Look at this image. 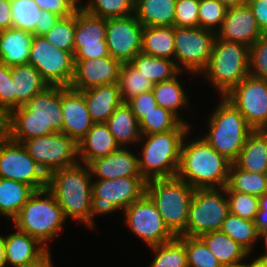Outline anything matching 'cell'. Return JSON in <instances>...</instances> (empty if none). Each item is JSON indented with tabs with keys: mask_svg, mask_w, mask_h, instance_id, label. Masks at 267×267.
Here are the masks:
<instances>
[{
	"mask_svg": "<svg viewBox=\"0 0 267 267\" xmlns=\"http://www.w3.org/2000/svg\"><path fill=\"white\" fill-rule=\"evenodd\" d=\"M12 140L18 143L63 132L61 86H48L25 105L11 111Z\"/></svg>",
	"mask_w": 267,
	"mask_h": 267,
	"instance_id": "cell-1",
	"label": "cell"
},
{
	"mask_svg": "<svg viewBox=\"0 0 267 267\" xmlns=\"http://www.w3.org/2000/svg\"><path fill=\"white\" fill-rule=\"evenodd\" d=\"M231 162L198 136L183 139L177 177L192 188H222L228 181Z\"/></svg>",
	"mask_w": 267,
	"mask_h": 267,
	"instance_id": "cell-2",
	"label": "cell"
},
{
	"mask_svg": "<svg viewBox=\"0 0 267 267\" xmlns=\"http://www.w3.org/2000/svg\"><path fill=\"white\" fill-rule=\"evenodd\" d=\"M92 177L87 164L58 169L48 176L47 188L54 194L66 219L72 218L90 228Z\"/></svg>",
	"mask_w": 267,
	"mask_h": 267,
	"instance_id": "cell-3",
	"label": "cell"
},
{
	"mask_svg": "<svg viewBox=\"0 0 267 267\" xmlns=\"http://www.w3.org/2000/svg\"><path fill=\"white\" fill-rule=\"evenodd\" d=\"M191 126L181 122L168 132L141 135L142 155L138 156V161L146 181L177 176L182 142L185 136L190 135Z\"/></svg>",
	"mask_w": 267,
	"mask_h": 267,
	"instance_id": "cell-4",
	"label": "cell"
},
{
	"mask_svg": "<svg viewBox=\"0 0 267 267\" xmlns=\"http://www.w3.org/2000/svg\"><path fill=\"white\" fill-rule=\"evenodd\" d=\"M209 115L208 133L201 137L231 163L239 157L246 138L254 130L239 110L225 97Z\"/></svg>",
	"mask_w": 267,
	"mask_h": 267,
	"instance_id": "cell-5",
	"label": "cell"
},
{
	"mask_svg": "<svg viewBox=\"0 0 267 267\" xmlns=\"http://www.w3.org/2000/svg\"><path fill=\"white\" fill-rule=\"evenodd\" d=\"M66 218L54 194L44 188L35 191L11 221L16 229L38 239L47 247L60 235Z\"/></svg>",
	"mask_w": 267,
	"mask_h": 267,
	"instance_id": "cell-6",
	"label": "cell"
},
{
	"mask_svg": "<svg viewBox=\"0 0 267 267\" xmlns=\"http://www.w3.org/2000/svg\"><path fill=\"white\" fill-rule=\"evenodd\" d=\"M146 194L154 202L168 230L175 237L183 235L194 188L176 176L147 181Z\"/></svg>",
	"mask_w": 267,
	"mask_h": 267,
	"instance_id": "cell-7",
	"label": "cell"
},
{
	"mask_svg": "<svg viewBox=\"0 0 267 267\" xmlns=\"http://www.w3.org/2000/svg\"><path fill=\"white\" fill-rule=\"evenodd\" d=\"M201 74L225 97L249 75V47L216 36L209 64Z\"/></svg>",
	"mask_w": 267,
	"mask_h": 267,
	"instance_id": "cell-8",
	"label": "cell"
},
{
	"mask_svg": "<svg viewBox=\"0 0 267 267\" xmlns=\"http://www.w3.org/2000/svg\"><path fill=\"white\" fill-rule=\"evenodd\" d=\"M146 182L142 176L92 180L90 228L96 226V215L123 211L140 199L146 193Z\"/></svg>",
	"mask_w": 267,
	"mask_h": 267,
	"instance_id": "cell-9",
	"label": "cell"
},
{
	"mask_svg": "<svg viewBox=\"0 0 267 267\" xmlns=\"http://www.w3.org/2000/svg\"><path fill=\"white\" fill-rule=\"evenodd\" d=\"M225 187L196 188L192 196L185 236H200L220 230L229 214Z\"/></svg>",
	"mask_w": 267,
	"mask_h": 267,
	"instance_id": "cell-10",
	"label": "cell"
},
{
	"mask_svg": "<svg viewBox=\"0 0 267 267\" xmlns=\"http://www.w3.org/2000/svg\"><path fill=\"white\" fill-rule=\"evenodd\" d=\"M216 33L201 27H174L175 63L190 74L207 68Z\"/></svg>",
	"mask_w": 267,
	"mask_h": 267,
	"instance_id": "cell-11",
	"label": "cell"
},
{
	"mask_svg": "<svg viewBox=\"0 0 267 267\" xmlns=\"http://www.w3.org/2000/svg\"><path fill=\"white\" fill-rule=\"evenodd\" d=\"M22 145L47 176L79 163L78 143L63 132L29 138Z\"/></svg>",
	"mask_w": 267,
	"mask_h": 267,
	"instance_id": "cell-12",
	"label": "cell"
},
{
	"mask_svg": "<svg viewBox=\"0 0 267 267\" xmlns=\"http://www.w3.org/2000/svg\"><path fill=\"white\" fill-rule=\"evenodd\" d=\"M28 64L34 66L49 86L69 87L74 76V55L58 49L43 36L34 35Z\"/></svg>",
	"mask_w": 267,
	"mask_h": 267,
	"instance_id": "cell-13",
	"label": "cell"
},
{
	"mask_svg": "<svg viewBox=\"0 0 267 267\" xmlns=\"http://www.w3.org/2000/svg\"><path fill=\"white\" fill-rule=\"evenodd\" d=\"M122 213L127 227L148 247L163 244L175 237L165 226L154 202L146 193Z\"/></svg>",
	"mask_w": 267,
	"mask_h": 267,
	"instance_id": "cell-14",
	"label": "cell"
},
{
	"mask_svg": "<svg viewBox=\"0 0 267 267\" xmlns=\"http://www.w3.org/2000/svg\"><path fill=\"white\" fill-rule=\"evenodd\" d=\"M0 178L25 183L35 191L48 186V176L22 143L13 140L0 145Z\"/></svg>",
	"mask_w": 267,
	"mask_h": 267,
	"instance_id": "cell-15",
	"label": "cell"
},
{
	"mask_svg": "<svg viewBox=\"0 0 267 267\" xmlns=\"http://www.w3.org/2000/svg\"><path fill=\"white\" fill-rule=\"evenodd\" d=\"M225 98L254 130L263 129L267 124V81L248 75Z\"/></svg>",
	"mask_w": 267,
	"mask_h": 267,
	"instance_id": "cell-16",
	"label": "cell"
},
{
	"mask_svg": "<svg viewBox=\"0 0 267 267\" xmlns=\"http://www.w3.org/2000/svg\"><path fill=\"white\" fill-rule=\"evenodd\" d=\"M105 39L106 18L94 16L79 6L75 11L74 60L110 56Z\"/></svg>",
	"mask_w": 267,
	"mask_h": 267,
	"instance_id": "cell-17",
	"label": "cell"
},
{
	"mask_svg": "<svg viewBox=\"0 0 267 267\" xmlns=\"http://www.w3.org/2000/svg\"><path fill=\"white\" fill-rule=\"evenodd\" d=\"M143 25L135 15L106 19V43L114 59L130 62L142 48Z\"/></svg>",
	"mask_w": 267,
	"mask_h": 267,
	"instance_id": "cell-18",
	"label": "cell"
},
{
	"mask_svg": "<svg viewBox=\"0 0 267 267\" xmlns=\"http://www.w3.org/2000/svg\"><path fill=\"white\" fill-rule=\"evenodd\" d=\"M74 76L70 88L84 91L119 82L122 62L111 56L98 59L74 60Z\"/></svg>",
	"mask_w": 267,
	"mask_h": 267,
	"instance_id": "cell-19",
	"label": "cell"
},
{
	"mask_svg": "<svg viewBox=\"0 0 267 267\" xmlns=\"http://www.w3.org/2000/svg\"><path fill=\"white\" fill-rule=\"evenodd\" d=\"M263 33L248 4L228 8L216 36L229 42H239L251 47Z\"/></svg>",
	"mask_w": 267,
	"mask_h": 267,
	"instance_id": "cell-20",
	"label": "cell"
},
{
	"mask_svg": "<svg viewBox=\"0 0 267 267\" xmlns=\"http://www.w3.org/2000/svg\"><path fill=\"white\" fill-rule=\"evenodd\" d=\"M61 106L63 133L78 143L93 125L84 96L80 91L61 86Z\"/></svg>",
	"mask_w": 267,
	"mask_h": 267,
	"instance_id": "cell-21",
	"label": "cell"
},
{
	"mask_svg": "<svg viewBox=\"0 0 267 267\" xmlns=\"http://www.w3.org/2000/svg\"><path fill=\"white\" fill-rule=\"evenodd\" d=\"M129 149L120 147L117 151L90 161L87 165L92 179L108 180L128 176H142L138 156Z\"/></svg>",
	"mask_w": 267,
	"mask_h": 267,
	"instance_id": "cell-22",
	"label": "cell"
},
{
	"mask_svg": "<svg viewBox=\"0 0 267 267\" xmlns=\"http://www.w3.org/2000/svg\"><path fill=\"white\" fill-rule=\"evenodd\" d=\"M6 265L28 267L43 260L50 249L31 235L17 231L4 236Z\"/></svg>",
	"mask_w": 267,
	"mask_h": 267,
	"instance_id": "cell-23",
	"label": "cell"
},
{
	"mask_svg": "<svg viewBox=\"0 0 267 267\" xmlns=\"http://www.w3.org/2000/svg\"><path fill=\"white\" fill-rule=\"evenodd\" d=\"M80 92L84 96L93 123H106L115 109L123 103L118 83Z\"/></svg>",
	"mask_w": 267,
	"mask_h": 267,
	"instance_id": "cell-24",
	"label": "cell"
},
{
	"mask_svg": "<svg viewBox=\"0 0 267 267\" xmlns=\"http://www.w3.org/2000/svg\"><path fill=\"white\" fill-rule=\"evenodd\" d=\"M119 148L120 146L106 123H93L91 129L78 142L79 162L88 164L90 161L104 157Z\"/></svg>",
	"mask_w": 267,
	"mask_h": 267,
	"instance_id": "cell-25",
	"label": "cell"
},
{
	"mask_svg": "<svg viewBox=\"0 0 267 267\" xmlns=\"http://www.w3.org/2000/svg\"><path fill=\"white\" fill-rule=\"evenodd\" d=\"M33 37L14 27L0 30V63L9 67L28 64Z\"/></svg>",
	"mask_w": 267,
	"mask_h": 267,
	"instance_id": "cell-26",
	"label": "cell"
},
{
	"mask_svg": "<svg viewBox=\"0 0 267 267\" xmlns=\"http://www.w3.org/2000/svg\"><path fill=\"white\" fill-rule=\"evenodd\" d=\"M223 267L241 265L249 254L221 230L209 231L199 236Z\"/></svg>",
	"mask_w": 267,
	"mask_h": 267,
	"instance_id": "cell-27",
	"label": "cell"
},
{
	"mask_svg": "<svg viewBox=\"0 0 267 267\" xmlns=\"http://www.w3.org/2000/svg\"><path fill=\"white\" fill-rule=\"evenodd\" d=\"M11 75L14 81L15 108L25 105L49 86L39 71L30 64L12 66Z\"/></svg>",
	"mask_w": 267,
	"mask_h": 267,
	"instance_id": "cell-28",
	"label": "cell"
},
{
	"mask_svg": "<svg viewBox=\"0 0 267 267\" xmlns=\"http://www.w3.org/2000/svg\"><path fill=\"white\" fill-rule=\"evenodd\" d=\"M234 163L247 172L267 173V134L262 129L250 133Z\"/></svg>",
	"mask_w": 267,
	"mask_h": 267,
	"instance_id": "cell-29",
	"label": "cell"
},
{
	"mask_svg": "<svg viewBox=\"0 0 267 267\" xmlns=\"http://www.w3.org/2000/svg\"><path fill=\"white\" fill-rule=\"evenodd\" d=\"M106 124L120 147L127 148L131 143L133 145L139 143L141 138L139 122L125 102L115 109Z\"/></svg>",
	"mask_w": 267,
	"mask_h": 267,
	"instance_id": "cell-30",
	"label": "cell"
},
{
	"mask_svg": "<svg viewBox=\"0 0 267 267\" xmlns=\"http://www.w3.org/2000/svg\"><path fill=\"white\" fill-rule=\"evenodd\" d=\"M177 0H135L136 19L143 26H174Z\"/></svg>",
	"mask_w": 267,
	"mask_h": 267,
	"instance_id": "cell-31",
	"label": "cell"
},
{
	"mask_svg": "<svg viewBox=\"0 0 267 267\" xmlns=\"http://www.w3.org/2000/svg\"><path fill=\"white\" fill-rule=\"evenodd\" d=\"M141 52L175 60L174 26H144Z\"/></svg>",
	"mask_w": 267,
	"mask_h": 267,
	"instance_id": "cell-32",
	"label": "cell"
},
{
	"mask_svg": "<svg viewBox=\"0 0 267 267\" xmlns=\"http://www.w3.org/2000/svg\"><path fill=\"white\" fill-rule=\"evenodd\" d=\"M35 190L22 182L0 178V215L13 220Z\"/></svg>",
	"mask_w": 267,
	"mask_h": 267,
	"instance_id": "cell-33",
	"label": "cell"
},
{
	"mask_svg": "<svg viewBox=\"0 0 267 267\" xmlns=\"http://www.w3.org/2000/svg\"><path fill=\"white\" fill-rule=\"evenodd\" d=\"M178 76L180 75L178 74L168 81L154 84L152 92L157 105L173 113L182 123H187L185 119L181 118L182 115L179 114V110L188 107L190 102Z\"/></svg>",
	"mask_w": 267,
	"mask_h": 267,
	"instance_id": "cell-34",
	"label": "cell"
},
{
	"mask_svg": "<svg viewBox=\"0 0 267 267\" xmlns=\"http://www.w3.org/2000/svg\"><path fill=\"white\" fill-rule=\"evenodd\" d=\"M130 63L153 84L168 81L181 74L175 60L157 58L142 52L138 53Z\"/></svg>",
	"mask_w": 267,
	"mask_h": 267,
	"instance_id": "cell-35",
	"label": "cell"
},
{
	"mask_svg": "<svg viewBox=\"0 0 267 267\" xmlns=\"http://www.w3.org/2000/svg\"><path fill=\"white\" fill-rule=\"evenodd\" d=\"M267 173H251L240 169L235 163L229 167L226 191H238L260 197L265 193Z\"/></svg>",
	"mask_w": 267,
	"mask_h": 267,
	"instance_id": "cell-36",
	"label": "cell"
},
{
	"mask_svg": "<svg viewBox=\"0 0 267 267\" xmlns=\"http://www.w3.org/2000/svg\"><path fill=\"white\" fill-rule=\"evenodd\" d=\"M220 230L237 242L249 255L258 243V230L254 221L243 219L231 213L223 221Z\"/></svg>",
	"mask_w": 267,
	"mask_h": 267,
	"instance_id": "cell-37",
	"label": "cell"
},
{
	"mask_svg": "<svg viewBox=\"0 0 267 267\" xmlns=\"http://www.w3.org/2000/svg\"><path fill=\"white\" fill-rule=\"evenodd\" d=\"M149 248L156 254L149 267H188L184 235Z\"/></svg>",
	"mask_w": 267,
	"mask_h": 267,
	"instance_id": "cell-38",
	"label": "cell"
},
{
	"mask_svg": "<svg viewBox=\"0 0 267 267\" xmlns=\"http://www.w3.org/2000/svg\"><path fill=\"white\" fill-rule=\"evenodd\" d=\"M119 88L121 99L127 102L129 99L147 91H152L154 84L130 63L123 62L120 68Z\"/></svg>",
	"mask_w": 267,
	"mask_h": 267,
	"instance_id": "cell-39",
	"label": "cell"
},
{
	"mask_svg": "<svg viewBox=\"0 0 267 267\" xmlns=\"http://www.w3.org/2000/svg\"><path fill=\"white\" fill-rule=\"evenodd\" d=\"M80 6L92 15L106 19L127 17L135 12V0H87Z\"/></svg>",
	"mask_w": 267,
	"mask_h": 267,
	"instance_id": "cell-40",
	"label": "cell"
},
{
	"mask_svg": "<svg viewBox=\"0 0 267 267\" xmlns=\"http://www.w3.org/2000/svg\"><path fill=\"white\" fill-rule=\"evenodd\" d=\"M181 121L170 111L157 105L139 121L141 135L164 133L175 129Z\"/></svg>",
	"mask_w": 267,
	"mask_h": 267,
	"instance_id": "cell-41",
	"label": "cell"
},
{
	"mask_svg": "<svg viewBox=\"0 0 267 267\" xmlns=\"http://www.w3.org/2000/svg\"><path fill=\"white\" fill-rule=\"evenodd\" d=\"M41 11L34 0H11L12 27L33 33Z\"/></svg>",
	"mask_w": 267,
	"mask_h": 267,
	"instance_id": "cell-42",
	"label": "cell"
},
{
	"mask_svg": "<svg viewBox=\"0 0 267 267\" xmlns=\"http://www.w3.org/2000/svg\"><path fill=\"white\" fill-rule=\"evenodd\" d=\"M75 12L67 17H61L56 25L43 37L54 47L71 52L74 55Z\"/></svg>",
	"mask_w": 267,
	"mask_h": 267,
	"instance_id": "cell-43",
	"label": "cell"
},
{
	"mask_svg": "<svg viewBox=\"0 0 267 267\" xmlns=\"http://www.w3.org/2000/svg\"><path fill=\"white\" fill-rule=\"evenodd\" d=\"M188 267H223L199 236H185Z\"/></svg>",
	"mask_w": 267,
	"mask_h": 267,
	"instance_id": "cell-44",
	"label": "cell"
},
{
	"mask_svg": "<svg viewBox=\"0 0 267 267\" xmlns=\"http://www.w3.org/2000/svg\"><path fill=\"white\" fill-rule=\"evenodd\" d=\"M227 10L228 8L219 0H199V27L217 33Z\"/></svg>",
	"mask_w": 267,
	"mask_h": 267,
	"instance_id": "cell-45",
	"label": "cell"
},
{
	"mask_svg": "<svg viewBox=\"0 0 267 267\" xmlns=\"http://www.w3.org/2000/svg\"><path fill=\"white\" fill-rule=\"evenodd\" d=\"M229 212L243 219L254 221L259 210V197L238 191H226Z\"/></svg>",
	"mask_w": 267,
	"mask_h": 267,
	"instance_id": "cell-46",
	"label": "cell"
},
{
	"mask_svg": "<svg viewBox=\"0 0 267 267\" xmlns=\"http://www.w3.org/2000/svg\"><path fill=\"white\" fill-rule=\"evenodd\" d=\"M249 75L267 81V34L249 47Z\"/></svg>",
	"mask_w": 267,
	"mask_h": 267,
	"instance_id": "cell-47",
	"label": "cell"
},
{
	"mask_svg": "<svg viewBox=\"0 0 267 267\" xmlns=\"http://www.w3.org/2000/svg\"><path fill=\"white\" fill-rule=\"evenodd\" d=\"M199 0H177L174 27H199Z\"/></svg>",
	"mask_w": 267,
	"mask_h": 267,
	"instance_id": "cell-48",
	"label": "cell"
},
{
	"mask_svg": "<svg viewBox=\"0 0 267 267\" xmlns=\"http://www.w3.org/2000/svg\"><path fill=\"white\" fill-rule=\"evenodd\" d=\"M0 107L15 109L14 81L11 67L0 63Z\"/></svg>",
	"mask_w": 267,
	"mask_h": 267,
	"instance_id": "cell-49",
	"label": "cell"
},
{
	"mask_svg": "<svg viewBox=\"0 0 267 267\" xmlns=\"http://www.w3.org/2000/svg\"><path fill=\"white\" fill-rule=\"evenodd\" d=\"M42 11H49L60 17L72 15L81 5L80 0H34Z\"/></svg>",
	"mask_w": 267,
	"mask_h": 267,
	"instance_id": "cell-50",
	"label": "cell"
},
{
	"mask_svg": "<svg viewBox=\"0 0 267 267\" xmlns=\"http://www.w3.org/2000/svg\"><path fill=\"white\" fill-rule=\"evenodd\" d=\"M126 104L131 108V111L136 116L138 122L157 106L152 91L139 94L138 96L129 99Z\"/></svg>",
	"mask_w": 267,
	"mask_h": 267,
	"instance_id": "cell-51",
	"label": "cell"
},
{
	"mask_svg": "<svg viewBox=\"0 0 267 267\" xmlns=\"http://www.w3.org/2000/svg\"><path fill=\"white\" fill-rule=\"evenodd\" d=\"M247 4L256 18L259 29L263 34H267V0H248Z\"/></svg>",
	"mask_w": 267,
	"mask_h": 267,
	"instance_id": "cell-52",
	"label": "cell"
},
{
	"mask_svg": "<svg viewBox=\"0 0 267 267\" xmlns=\"http://www.w3.org/2000/svg\"><path fill=\"white\" fill-rule=\"evenodd\" d=\"M60 18V16L49 11H41L39 24H36V28L33 34L36 36H43L56 25L57 21Z\"/></svg>",
	"mask_w": 267,
	"mask_h": 267,
	"instance_id": "cell-53",
	"label": "cell"
},
{
	"mask_svg": "<svg viewBox=\"0 0 267 267\" xmlns=\"http://www.w3.org/2000/svg\"><path fill=\"white\" fill-rule=\"evenodd\" d=\"M12 140L11 110L0 107V145Z\"/></svg>",
	"mask_w": 267,
	"mask_h": 267,
	"instance_id": "cell-54",
	"label": "cell"
},
{
	"mask_svg": "<svg viewBox=\"0 0 267 267\" xmlns=\"http://www.w3.org/2000/svg\"><path fill=\"white\" fill-rule=\"evenodd\" d=\"M259 210L255 216L254 223L258 231L267 228V194L259 197Z\"/></svg>",
	"mask_w": 267,
	"mask_h": 267,
	"instance_id": "cell-55",
	"label": "cell"
},
{
	"mask_svg": "<svg viewBox=\"0 0 267 267\" xmlns=\"http://www.w3.org/2000/svg\"><path fill=\"white\" fill-rule=\"evenodd\" d=\"M12 27L11 0H0V30Z\"/></svg>",
	"mask_w": 267,
	"mask_h": 267,
	"instance_id": "cell-56",
	"label": "cell"
},
{
	"mask_svg": "<svg viewBox=\"0 0 267 267\" xmlns=\"http://www.w3.org/2000/svg\"><path fill=\"white\" fill-rule=\"evenodd\" d=\"M246 267H267V257H257L252 262L246 263Z\"/></svg>",
	"mask_w": 267,
	"mask_h": 267,
	"instance_id": "cell-57",
	"label": "cell"
},
{
	"mask_svg": "<svg viewBox=\"0 0 267 267\" xmlns=\"http://www.w3.org/2000/svg\"><path fill=\"white\" fill-rule=\"evenodd\" d=\"M0 267H6L4 236L0 235Z\"/></svg>",
	"mask_w": 267,
	"mask_h": 267,
	"instance_id": "cell-58",
	"label": "cell"
},
{
	"mask_svg": "<svg viewBox=\"0 0 267 267\" xmlns=\"http://www.w3.org/2000/svg\"><path fill=\"white\" fill-rule=\"evenodd\" d=\"M223 3L227 8L242 6L247 4L248 0H219Z\"/></svg>",
	"mask_w": 267,
	"mask_h": 267,
	"instance_id": "cell-59",
	"label": "cell"
},
{
	"mask_svg": "<svg viewBox=\"0 0 267 267\" xmlns=\"http://www.w3.org/2000/svg\"><path fill=\"white\" fill-rule=\"evenodd\" d=\"M51 259V253H49L43 260L39 261L38 263L28 266V267H53Z\"/></svg>",
	"mask_w": 267,
	"mask_h": 267,
	"instance_id": "cell-60",
	"label": "cell"
},
{
	"mask_svg": "<svg viewBox=\"0 0 267 267\" xmlns=\"http://www.w3.org/2000/svg\"><path fill=\"white\" fill-rule=\"evenodd\" d=\"M263 238V239H261ZM258 239L263 240L265 245V252L264 254L260 255L259 257H267V228L258 231Z\"/></svg>",
	"mask_w": 267,
	"mask_h": 267,
	"instance_id": "cell-61",
	"label": "cell"
},
{
	"mask_svg": "<svg viewBox=\"0 0 267 267\" xmlns=\"http://www.w3.org/2000/svg\"><path fill=\"white\" fill-rule=\"evenodd\" d=\"M235 267H246V263H244V261H243V263L241 265L235 266Z\"/></svg>",
	"mask_w": 267,
	"mask_h": 267,
	"instance_id": "cell-62",
	"label": "cell"
},
{
	"mask_svg": "<svg viewBox=\"0 0 267 267\" xmlns=\"http://www.w3.org/2000/svg\"><path fill=\"white\" fill-rule=\"evenodd\" d=\"M262 130L267 134V124L264 126Z\"/></svg>",
	"mask_w": 267,
	"mask_h": 267,
	"instance_id": "cell-63",
	"label": "cell"
}]
</instances>
